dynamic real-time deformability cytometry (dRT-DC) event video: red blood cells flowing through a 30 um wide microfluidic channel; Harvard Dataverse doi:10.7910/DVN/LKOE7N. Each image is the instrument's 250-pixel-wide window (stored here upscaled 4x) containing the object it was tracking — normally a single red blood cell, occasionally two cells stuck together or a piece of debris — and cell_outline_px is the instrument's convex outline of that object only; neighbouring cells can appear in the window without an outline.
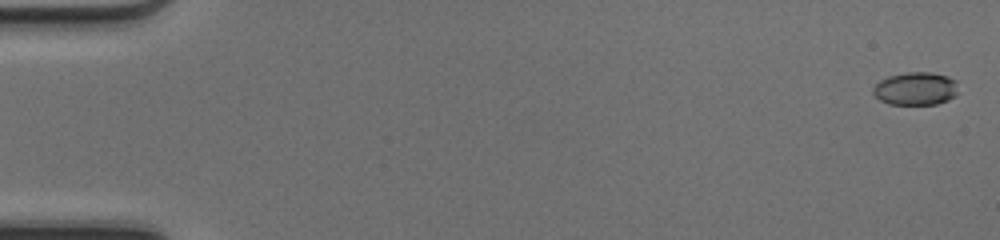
{"species": "common noctule bat (a hibernating species)", "species_latin": "Nyctalus noctula", "temperature_condition": "cold", "stored_images_in_passage": 21, "camera_frame_rate_fps": 3000, "um_per_image_px": 0.085, "animal": {"sex": "female", "body_mass_g": 17.0, "forearm_length_mm": 48.0}, "frame": {"image": 1, "passage_image": 2, "time_ms": 0.333, "image_size_px": [1000, 240], "cell_outline_px": [[956, 96], [948, 100], [936, 104], [888, 104], [880, 100], [872, 92], [872, 88], [880, 80], [888, 76], [908, 72], [932, 72], [948, 76], [956, 80]], "centroid_in_image_um": [77.82, 7.53], "position_along_channel_um": 7.2, "area_um2": 16.42}}
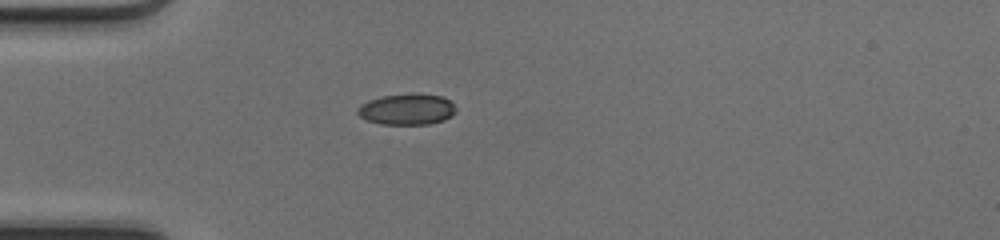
{"frame": {"image": 2, "passage_image": 16, "time_ms": 5.0, "image_size_px": [1000, 240], "cell_outline_px": [[456, 112], [452, 116], [444, 120], [428, 124], [380, 124], [368, 120], [360, 116], [356, 112], [356, 108], [360, 104], [368, 100], [384, 96], [412, 92], [416, 92], [444, 96], [452, 100], [456, 108]], "centroid_in_image_um": [34.63, 9.26], "position_along_channel_um": 50.4, "area_um2": 18.26}}
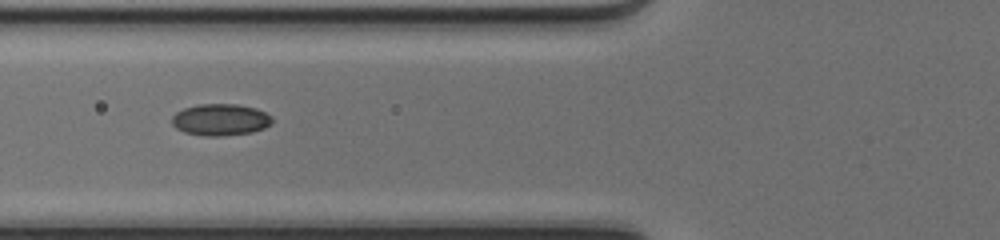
{"frame": {"image": 3, "passage_image": 21, "time_ms": 6.667, "image_size_px": [1000, 240], "cell_outline_px": [[272, 124], [264, 128], [252, 132], [220, 136], [204, 136], [184, 132], [176, 128], [172, 124], [172, 116], [176, 112], [184, 108], [196, 104], [236, 104], [256, 108], [272, 116]], "centroid_in_image_um": [18.73, 10.17], "position_along_channel_um": 107.1, "area_um2": 18.61}}